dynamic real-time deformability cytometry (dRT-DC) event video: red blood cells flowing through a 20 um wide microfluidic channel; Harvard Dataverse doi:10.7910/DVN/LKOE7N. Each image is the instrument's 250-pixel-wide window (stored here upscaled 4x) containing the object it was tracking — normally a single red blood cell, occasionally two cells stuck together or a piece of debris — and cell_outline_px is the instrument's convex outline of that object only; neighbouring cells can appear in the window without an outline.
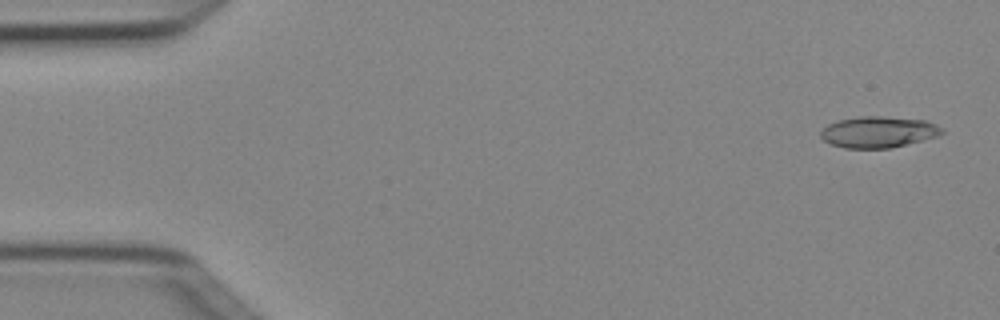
{"species": "Egyptian fruit bat (a non-hibernating species)", "species_latin": "Rousettus aegyptiacus", "temperature_condition": "cold", "stored_images_in_passage": 4, "camera_frame_rate_fps": 3000, "um_per_image_px": 0.085, "animal": {"sex": "female"}, "frame": {"image": 1, "passage_image": 1, "time_ms": 0.0, "image_size_px": [1000, 320], "cell_outline_px": [[944, 132], [940, 136], [888, 148], [844, 148], [832, 144], [824, 140], [820, 136], [820, 132], [828, 124], [836, 120], [860, 116], [880, 116], [924, 120], [936, 124], [944, 128]], "centroid_in_image_um": [74.67, 11.21], "position_along_channel_um": 10.3, "area_um2": 22.08}}